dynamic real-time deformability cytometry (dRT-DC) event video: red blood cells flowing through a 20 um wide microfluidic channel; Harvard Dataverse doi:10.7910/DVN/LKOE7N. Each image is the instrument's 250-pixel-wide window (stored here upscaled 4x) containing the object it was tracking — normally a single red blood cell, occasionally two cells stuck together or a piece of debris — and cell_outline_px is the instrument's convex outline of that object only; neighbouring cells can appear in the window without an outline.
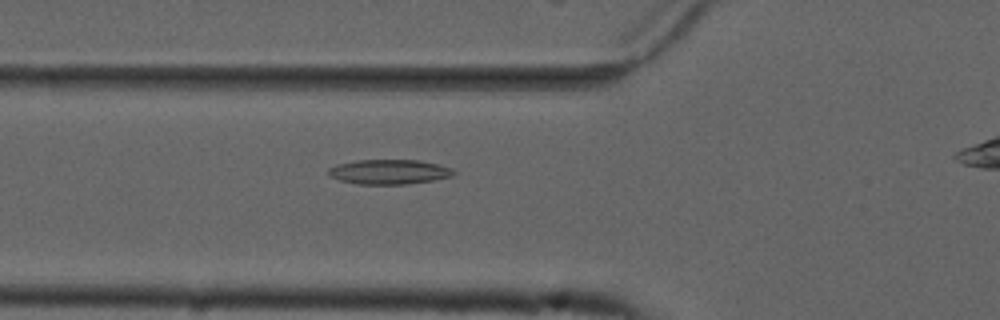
{"species": "common noctule bat (a hibernating species)", "species_latin": "Nyctalus noctula", "temperature_condition": "cold", "stored_images_in_passage": 44, "camera_frame_rate_fps": 3000, "um_per_image_px": 0.085, "animal": {"sex": "male", "forearm_length_mm": 52.5}, "frame": {"image": 1, "passage_image": 15, "time_ms": 4.667, "image_size_px": [1000, 320], "cell_outline_px": [[456, 172], [452, 176], [432, 180], [404, 184], [356, 184], [340, 180], [328, 176], [328, 168], [336, 164], [356, 160], [420, 160], [452, 168]], "centroid_in_image_um": [33.03, 14.6], "position_along_channel_um": 92.8, "area_um2": 18.03}}
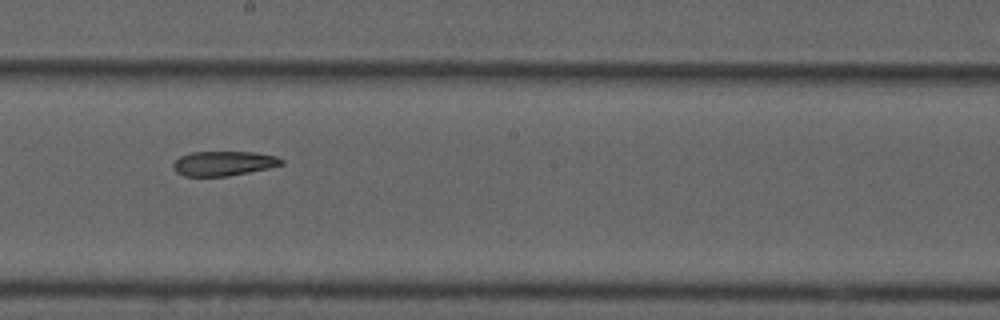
{"frame": {"image": 2, "passage_image": 26, "time_ms": 8.333, "image_size_px": [1000, 320], "cell_outline_px": [[284, 164], [268, 168], [228, 176], [184, 176], [176, 172], [172, 168], [172, 164], [180, 156], [192, 152], [252, 152], [276, 156], [284, 160]], "centroid_in_image_um": [18.99, 13.89], "position_along_channel_um": 229.2, "area_um2": 15.49}}
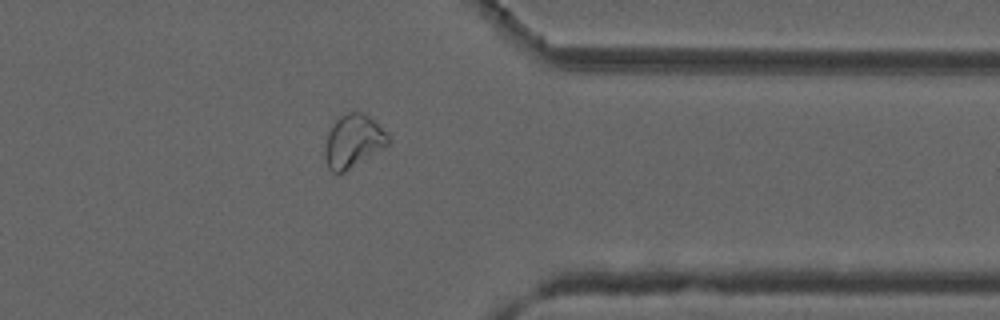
{"frame": {"image": 3, "passage_image": 39, "time_ms": 12.667, "image_size_px": [1000, 320], "cell_outline_px": [[388, 144], [344, 172], [332, 172], [328, 168], [324, 156], [324, 152], [328, 132], [332, 124], [340, 116], [348, 112], [364, 112], [388, 132]], "centroid_in_image_um": [30.0, 11.97], "position_along_channel_um": 381.4, "area_um2": 19.31}}